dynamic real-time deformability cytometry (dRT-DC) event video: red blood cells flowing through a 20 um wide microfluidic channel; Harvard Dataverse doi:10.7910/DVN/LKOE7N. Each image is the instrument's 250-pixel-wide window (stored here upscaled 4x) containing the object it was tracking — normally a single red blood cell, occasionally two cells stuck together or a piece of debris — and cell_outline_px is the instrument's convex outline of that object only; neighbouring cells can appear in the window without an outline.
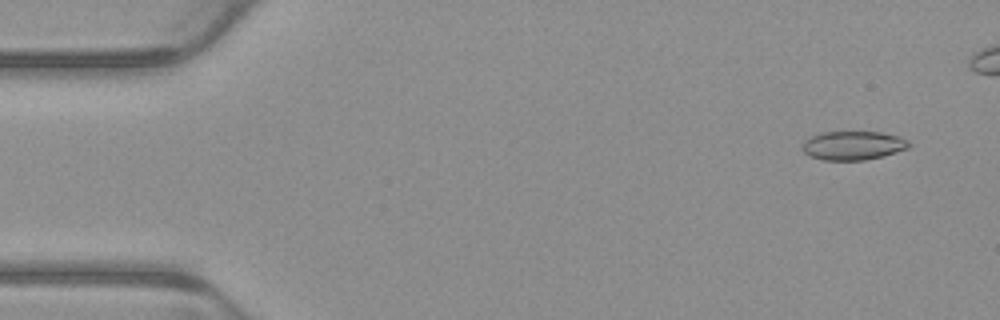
{"species": "common noctule bat (a hibernating species)", "species_latin": "Nyctalus noctula", "temperature_condition": "warm", "stored_images_in_passage": 5, "segment_of_instrument_passage": [2, 2], "camera_frame_rate_fps": 3000, "um_per_image_px": 0.085, "animal": {"sex": "male", "body_mass_g": 23.1, "forearm_length_mm": 52.7}, "frame": {"image": 1, "passage_image": 5, "time_ms": 1.333, "image_size_px": [1000, 320], "cell_outline_px": [[912, 144], [908, 148], [884, 156], [864, 160], [824, 160], [808, 156], [800, 148], [804, 140], [820, 132], [880, 132], [900, 136], [908, 140]], "centroid_in_image_um": [72.5, 12.37], "position_along_channel_um": 12.5, "area_um2": 18.15}}